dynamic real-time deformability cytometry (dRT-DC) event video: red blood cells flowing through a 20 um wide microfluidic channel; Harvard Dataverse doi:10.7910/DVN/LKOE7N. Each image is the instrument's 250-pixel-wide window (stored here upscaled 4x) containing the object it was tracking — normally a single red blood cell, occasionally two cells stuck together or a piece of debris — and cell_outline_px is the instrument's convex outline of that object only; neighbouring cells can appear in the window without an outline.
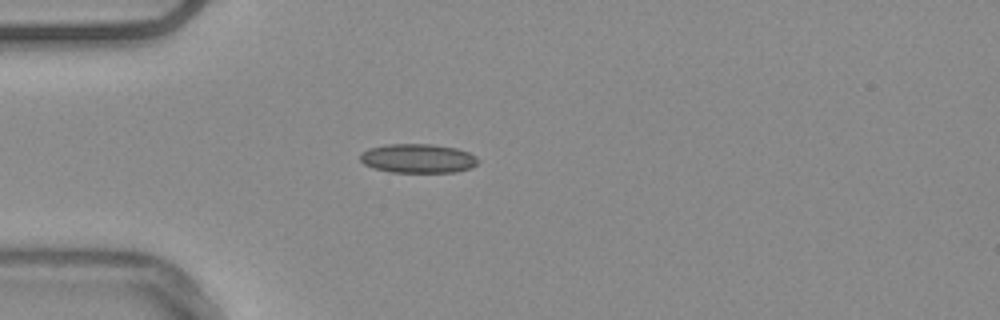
{"species": "common noctule bat (a hibernating species)", "species_latin": "Nyctalus noctula", "temperature_condition": "warm", "stored_images_in_passage": 40, "camera_frame_rate_fps": 3000, "um_per_image_px": 0.085, "animal": {"sex": "male", "body_mass_g": 20.4}, "frame": {"image": 1, "passage_image": 1, "time_ms": 0.0, "image_size_px": [1000, 320], "cell_outline_px": [[480, 160], [472, 168], [452, 172], [392, 172], [376, 168], [364, 164], [360, 160], [360, 152], [368, 148], [388, 144], [432, 144], [456, 148], [468, 152], [476, 156]], "centroid_in_image_um": [35.53, 13.46], "position_along_channel_um": 49.5, "area_um2": 20.0}}
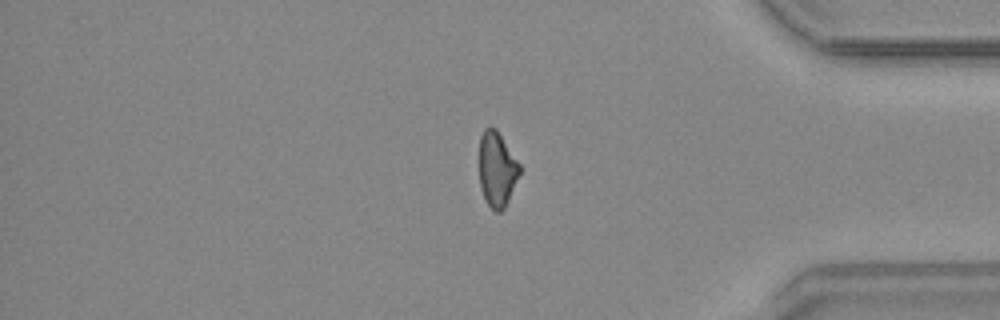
{"frame": {"image": 2, "passage_image": 31, "time_ms": 10.0, "image_size_px": [1000, 320], "cell_outline_px": [[520, 172], [508, 200], [504, 208], [500, 212], [496, 212], [488, 204], [484, 196], [480, 184], [480, 136], [484, 128], [488, 124], [492, 124], [496, 128], [520, 164]], "centroid_in_image_um": [42.24, 14.32], "position_along_channel_um": 393.0, "area_um2": 17.51}}
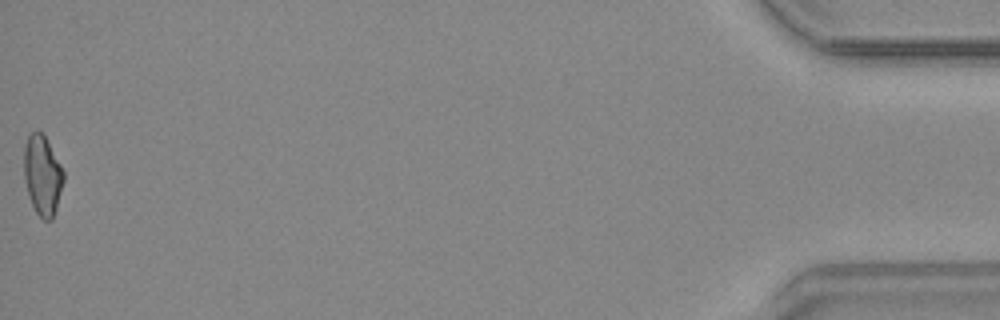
{"frame": {"image": 3, "passage_image": 40, "time_ms": 13.0, "image_size_px": [1000, 320], "cell_outline_px": [[64, 180], [56, 208], [52, 220], [44, 220], [36, 212], [28, 196], [24, 180], [24, 144], [28, 136], [36, 128], [44, 136], [60, 164], [64, 172]], "centroid_in_image_um": [3.59, 14.89], "position_along_channel_um": 431.6, "area_um2": 18.32}, "authors_computed_cell_mechanics": {"area_um2": 18.4671, "velocity_mm_per_s": 3.7847, "shape_relaxation_time_tau1_ms": null, "shape_relaxation_time_tau2_ms": 6.8107, "deformation_change_tau1": null, "deformation_change_tau2": 0.1551}}